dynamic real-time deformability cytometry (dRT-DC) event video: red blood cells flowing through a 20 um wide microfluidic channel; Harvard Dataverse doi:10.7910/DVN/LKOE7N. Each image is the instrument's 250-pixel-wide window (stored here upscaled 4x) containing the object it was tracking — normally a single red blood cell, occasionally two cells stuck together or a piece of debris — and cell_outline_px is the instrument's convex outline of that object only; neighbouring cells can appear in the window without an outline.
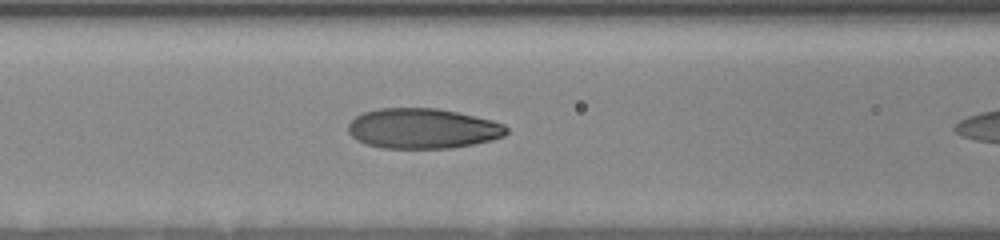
{"species": "human", "species_latin": "Homo sapiens", "temperature_condition": "room temperature", "stored_images_in_passage": 19, "camera_frame_rate_fps": 3000, "um_per_image_px": 0.085, "donor": {"sex": "female"}, "frame": {"image": 1, "passage_image": 9, "time_ms": 2.0, "image_size_px": [1000, 240], "cell_outline_px": [[508, 132], [504, 136], [492, 140], [452, 148], [380, 148], [364, 144], [356, 140], [348, 132], [348, 124], [356, 116], [364, 112], [380, 108], [436, 108], [456, 112], [492, 120], [504, 124], [508, 128]], "centroid_in_image_um": [35.91, 10.93], "position_along_channel_um": 130.7, "area_um2": 37.17}}
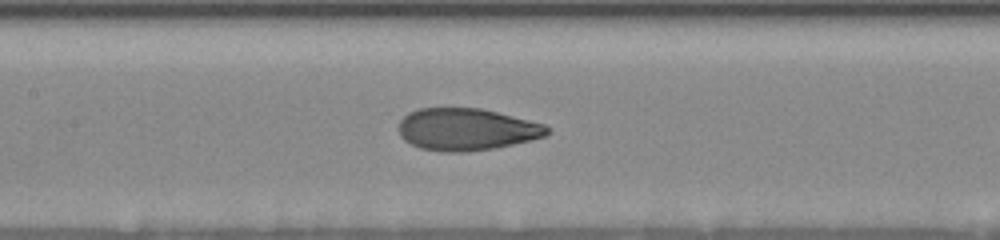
{"frame": {"image": 2, "passage_image": 15, "time_ms": 3.0, "image_size_px": [1000, 240], "cell_outline_px": [[552, 132], [544, 136], [532, 140], [492, 148], [468, 152], [444, 152], [420, 148], [404, 140], [400, 136], [400, 120], [408, 112], [420, 108], [480, 108], [544, 124], [552, 128]], "centroid_in_image_um": [39.66, 11.0], "position_along_channel_um": 167.7, "area_um2": 36.36}}